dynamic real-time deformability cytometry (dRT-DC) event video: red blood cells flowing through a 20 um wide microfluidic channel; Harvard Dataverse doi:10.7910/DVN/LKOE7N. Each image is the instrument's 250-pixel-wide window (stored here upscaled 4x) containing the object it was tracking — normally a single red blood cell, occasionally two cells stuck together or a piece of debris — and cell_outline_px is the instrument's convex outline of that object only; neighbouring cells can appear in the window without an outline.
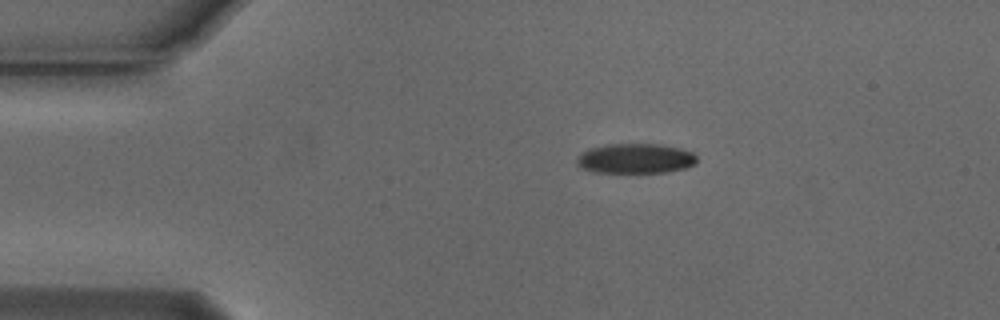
{"species": "Egyptian fruit bat (a non-hibernating species)", "species_latin": "Rousettus aegyptiacus", "temperature_condition": "cold", "stored_images_in_passage": 45, "camera_frame_rate_fps": 3000, "um_per_image_px": 0.085, "animal": {"sex": "male"}, "frame": {"image": 1, "passage_image": 1, "time_ms": 0.0, "image_size_px": [1000, 320], "cell_outline_px": [[696, 164], [688, 168], [668, 172], [592, 172], [580, 168], [576, 164], [576, 156], [580, 152], [588, 148], [608, 144], [660, 144], [680, 148], [692, 152], [696, 156]], "centroid_in_image_um": [53.98, 13.47], "position_along_channel_um": 31.0, "area_um2": 21.27}}
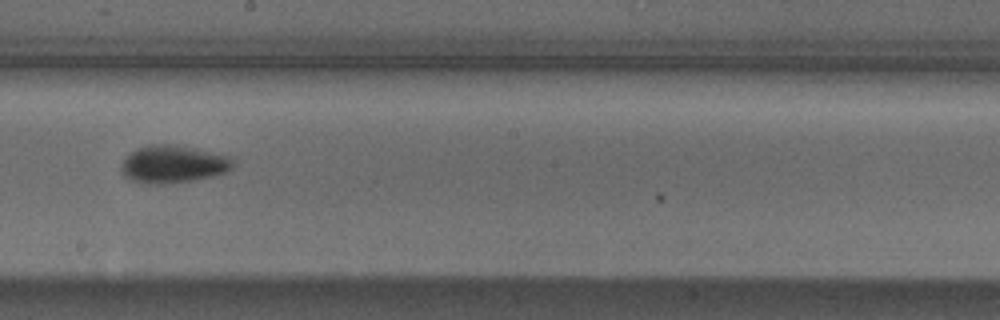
{"frame": {"image": 2, "passage_image": 21, "time_ms": 6.667, "image_size_px": [1000, 320], "cell_outline_px": [[236, 164], [228, 172], [216, 176], [192, 180], [156, 184], [148, 184], [128, 180], [124, 176], [120, 168], [120, 164], [136, 148], [148, 144], [176, 144], [196, 148], [228, 156]], "centroid_in_image_um": [14.72, 13.95], "position_along_channel_um": 233.5, "area_um2": 24.74}}
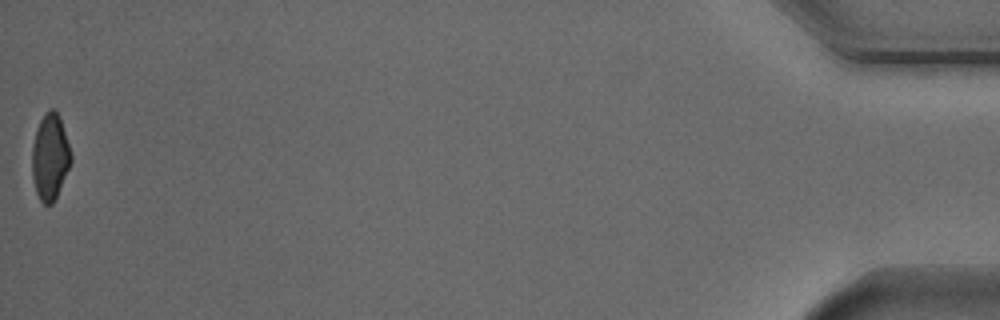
{"frame": {"image": 3, "passage_image": 45, "time_ms": 14.667, "image_size_px": [1000, 320], "cell_outline_px": [[72, 160], [56, 196], [52, 204], [44, 204], [40, 200], [36, 192], [32, 176], [32, 148], [36, 128], [44, 112], [48, 108], [52, 108], [60, 116], [72, 156]], "centroid_in_image_um": [4.24, 13.29], "position_along_channel_um": 431.0, "area_um2": 19.48}, "authors_computed_cell_mechanics": {"area_um2": 21.8484, "velocity_mm_per_s": 3.7597, "shape_relaxation_time_tau1_ms": 2.3261, "shape_relaxation_time_tau2_ms": 10.1928, "deformation_change_tau1": 0.105, "deformation_change_tau2": 0.1282}}